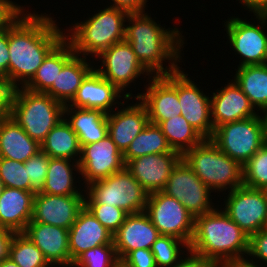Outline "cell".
<instances>
[{
  "label": "cell",
  "mask_w": 267,
  "mask_h": 267,
  "mask_svg": "<svg viewBox=\"0 0 267 267\" xmlns=\"http://www.w3.org/2000/svg\"><path fill=\"white\" fill-rule=\"evenodd\" d=\"M113 243V234L84 206L69 229V251L72 262L88 249Z\"/></svg>",
  "instance_id": "cell-24"
},
{
  "label": "cell",
  "mask_w": 267,
  "mask_h": 267,
  "mask_svg": "<svg viewBox=\"0 0 267 267\" xmlns=\"http://www.w3.org/2000/svg\"><path fill=\"white\" fill-rule=\"evenodd\" d=\"M160 235L145 211L128 214L119 230L113 235L118 259L122 260L129 252L139 248L151 249Z\"/></svg>",
  "instance_id": "cell-23"
},
{
  "label": "cell",
  "mask_w": 267,
  "mask_h": 267,
  "mask_svg": "<svg viewBox=\"0 0 267 267\" xmlns=\"http://www.w3.org/2000/svg\"><path fill=\"white\" fill-rule=\"evenodd\" d=\"M99 7L95 13L82 21L74 20V24L66 25L65 39L71 44L73 51L80 56L97 57L112 45L124 41L125 23L128 12L119 8ZM76 22V23H75Z\"/></svg>",
  "instance_id": "cell-4"
},
{
  "label": "cell",
  "mask_w": 267,
  "mask_h": 267,
  "mask_svg": "<svg viewBox=\"0 0 267 267\" xmlns=\"http://www.w3.org/2000/svg\"><path fill=\"white\" fill-rule=\"evenodd\" d=\"M78 163L84 187L125 168L123 154L109 136L96 143L83 145Z\"/></svg>",
  "instance_id": "cell-16"
},
{
  "label": "cell",
  "mask_w": 267,
  "mask_h": 267,
  "mask_svg": "<svg viewBox=\"0 0 267 267\" xmlns=\"http://www.w3.org/2000/svg\"><path fill=\"white\" fill-rule=\"evenodd\" d=\"M14 89L8 80L0 79V120L10 116Z\"/></svg>",
  "instance_id": "cell-45"
},
{
  "label": "cell",
  "mask_w": 267,
  "mask_h": 267,
  "mask_svg": "<svg viewBox=\"0 0 267 267\" xmlns=\"http://www.w3.org/2000/svg\"><path fill=\"white\" fill-rule=\"evenodd\" d=\"M84 206L85 195H51L36 192L30 222L70 229Z\"/></svg>",
  "instance_id": "cell-18"
},
{
  "label": "cell",
  "mask_w": 267,
  "mask_h": 267,
  "mask_svg": "<svg viewBox=\"0 0 267 267\" xmlns=\"http://www.w3.org/2000/svg\"><path fill=\"white\" fill-rule=\"evenodd\" d=\"M43 253L52 267H72L69 229L50 224L29 222L23 232Z\"/></svg>",
  "instance_id": "cell-22"
},
{
  "label": "cell",
  "mask_w": 267,
  "mask_h": 267,
  "mask_svg": "<svg viewBox=\"0 0 267 267\" xmlns=\"http://www.w3.org/2000/svg\"><path fill=\"white\" fill-rule=\"evenodd\" d=\"M0 267H19L10 257L0 263Z\"/></svg>",
  "instance_id": "cell-53"
},
{
  "label": "cell",
  "mask_w": 267,
  "mask_h": 267,
  "mask_svg": "<svg viewBox=\"0 0 267 267\" xmlns=\"http://www.w3.org/2000/svg\"><path fill=\"white\" fill-rule=\"evenodd\" d=\"M172 151L160 127L149 122L123 153V160L126 165L130 160L140 156Z\"/></svg>",
  "instance_id": "cell-33"
},
{
  "label": "cell",
  "mask_w": 267,
  "mask_h": 267,
  "mask_svg": "<svg viewBox=\"0 0 267 267\" xmlns=\"http://www.w3.org/2000/svg\"><path fill=\"white\" fill-rule=\"evenodd\" d=\"M9 257L19 267H52L42 251L24 233L13 236Z\"/></svg>",
  "instance_id": "cell-35"
},
{
  "label": "cell",
  "mask_w": 267,
  "mask_h": 267,
  "mask_svg": "<svg viewBox=\"0 0 267 267\" xmlns=\"http://www.w3.org/2000/svg\"><path fill=\"white\" fill-rule=\"evenodd\" d=\"M243 185L263 190L267 187V143L243 166Z\"/></svg>",
  "instance_id": "cell-37"
},
{
  "label": "cell",
  "mask_w": 267,
  "mask_h": 267,
  "mask_svg": "<svg viewBox=\"0 0 267 267\" xmlns=\"http://www.w3.org/2000/svg\"><path fill=\"white\" fill-rule=\"evenodd\" d=\"M80 176V167L77 161L49 157L45 183L39 193L51 195H85V187L82 184Z\"/></svg>",
  "instance_id": "cell-26"
},
{
  "label": "cell",
  "mask_w": 267,
  "mask_h": 267,
  "mask_svg": "<svg viewBox=\"0 0 267 267\" xmlns=\"http://www.w3.org/2000/svg\"><path fill=\"white\" fill-rule=\"evenodd\" d=\"M129 100L130 98H126L121 105L107 114L108 136L122 154L149 123L145 106L138 98H131L133 104L129 103Z\"/></svg>",
  "instance_id": "cell-17"
},
{
  "label": "cell",
  "mask_w": 267,
  "mask_h": 267,
  "mask_svg": "<svg viewBox=\"0 0 267 267\" xmlns=\"http://www.w3.org/2000/svg\"><path fill=\"white\" fill-rule=\"evenodd\" d=\"M35 192L4 187L0 195V227L23 233L32 220Z\"/></svg>",
  "instance_id": "cell-25"
},
{
  "label": "cell",
  "mask_w": 267,
  "mask_h": 267,
  "mask_svg": "<svg viewBox=\"0 0 267 267\" xmlns=\"http://www.w3.org/2000/svg\"><path fill=\"white\" fill-rule=\"evenodd\" d=\"M257 12H267V0H257Z\"/></svg>",
  "instance_id": "cell-52"
},
{
  "label": "cell",
  "mask_w": 267,
  "mask_h": 267,
  "mask_svg": "<svg viewBox=\"0 0 267 267\" xmlns=\"http://www.w3.org/2000/svg\"><path fill=\"white\" fill-rule=\"evenodd\" d=\"M106 2L108 3L107 6L119 8V9L127 11L128 13H141V12H145L146 9L148 10L147 2L149 1L148 0H109L110 4L108 0Z\"/></svg>",
  "instance_id": "cell-48"
},
{
  "label": "cell",
  "mask_w": 267,
  "mask_h": 267,
  "mask_svg": "<svg viewBox=\"0 0 267 267\" xmlns=\"http://www.w3.org/2000/svg\"><path fill=\"white\" fill-rule=\"evenodd\" d=\"M29 8L8 28V81L14 88L25 87L46 56L65 38L52 13L39 14Z\"/></svg>",
  "instance_id": "cell-1"
},
{
  "label": "cell",
  "mask_w": 267,
  "mask_h": 267,
  "mask_svg": "<svg viewBox=\"0 0 267 267\" xmlns=\"http://www.w3.org/2000/svg\"><path fill=\"white\" fill-rule=\"evenodd\" d=\"M122 261L130 267H157L151 249H136L129 252Z\"/></svg>",
  "instance_id": "cell-44"
},
{
  "label": "cell",
  "mask_w": 267,
  "mask_h": 267,
  "mask_svg": "<svg viewBox=\"0 0 267 267\" xmlns=\"http://www.w3.org/2000/svg\"><path fill=\"white\" fill-rule=\"evenodd\" d=\"M71 44L64 38L44 59L35 76L24 87L37 93H46L62 67L75 55Z\"/></svg>",
  "instance_id": "cell-31"
},
{
  "label": "cell",
  "mask_w": 267,
  "mask_h": 267,
  "mask_svg": "<svg viewBox=\"0 0 267 267\" xmlns=\"http://www.w3.org/2000/svg\"><path fill=\"white\" fill-rule=\"evenodd\" d=\"M25 6L12 0H0V32L8 29L30 5Z\"/></svg>",
  "instance_id": "cell-43"
},
{
  "label": "cell",
  "mask_w": 267,
  "mask_h": 267,
  "mask_svg": "<svg viewBox=\"0 0 267 267\" xmlns=\"http://www.w3.org/2000/svg\"><path fill=\"white\" fill-rule=\"evenodd\" d=\"M188 251L185 241L166 235H160L151 247L157 267H173Z\"/></svg>",
  "instance_id": "cell-36"
},
{
  "label": "cell",
  "mask_w": 267,
  "mask_h": 267,
  "mask_svg": "<svg viewBox=\"0 0 267 267\" xmlns=\"http://www.w3.org/2000/svg\"><path fill=\"white\" fill-rule=\"evenodd\" d=\"M233 80L260 113L267 112V64L234 68Z\"/></svg>",
  "instance_id": "cell-30"
},
{
  "label": "cell",
  "mask_w": 267,
  "mask_h": 267,
  "mask_svg": "<svg viewBox=\"0 0 267 267\" xmlns=\"http://www.w3.org/2000/svg\"><path fill=\"white\" fill-rule=\"evenodd\" d=\"M265 193H266V196H267V187L264 189Z\"/></svg>",
  "instance_id": "cell-57"
},
{
  "label": "cell",
  "mask_w": 267,
  "mask_h": 267,
  "mask_svg": "<svg viewBox=\"0 0 267 267\" xmlns=\"http://www.w3.org/2000/svg\"><path fill=\"white\" fill-rule=\"evenodd\" d=\"M218 206L194 218L189 251L221 264L246 259L249 236Z\"/></svg>",
  "instance_id": "cell-3"
},
{
  "label": "cell",
  "mask_w": 267,
  "mask_h": 267,
  "mask_svg": "<svg viewBox=\"0 0 267 267\" xmlns=\"http://www.w3.org/2000/svg\"><path fill=\"white\" fill-rule=\"evenodd\" d=\"M221 209L250 237L267 226V196L263 189L240 186L222 194ZM224 196V198H223ZM225 205V206H224Z\"/></svg>",
  "instance_id": "cell-11"
},
{
  "label": "cell",
  "mask_w": 267,
  "mask_h": 267,
  "mask_svg": "<svg viewBox=\"0 0 267 267\" xmlns=\"http://www.w3.org/2000/svg\"><path fill=\"white\" fill-rule=\"evenodd\" d=\"M64 118L79 138L81 147L108 136L107 114L102 110L64 105Z\"/></svg>",
  "instance_id": "cell-27"
},
{
  "label": "cell",
  "mask_w": 267,
  "mask_h": 267,
  "mask_svg": "<svg viewBox=\"0 0 267 267\" xmlns=\"http://www.w3.org/2000/svg\"><path fill=\"white\" fill-rule=\"evenodd\" d=\"M49 157L42 151L24 162L28 178L31 182V192H40L44 186L48 171Z\"/></svg>",
  "instance_id": "cell-41"
},
{
  "label": "cell",
  "mask_w": 267,
  "mask_h": 267,
  "mask_svg": "<svg viewBox=\"0 0 267 267\" xmlns=\"http://www.w3.org/2000/svg\"><path fill=\"white\" fill-rule=\"evenodd\" d=\"M126 98L122 92L93 68L81 82L75 97L68 106L102 110L108 114L118 105H121V100L124 101Z\"/></svg>",
  "instance_id": "cell-20"
},
{
  "label": "cell",
  "mask_w": 267,
  "mask_h": 267,
  "mask_svg": "<svg viewBox=\"0 0 267 267\" xmlns=\"http://www.w3.org/2000/svg\"><path fill=\"white\" fill-rule=\"evenodd\" d=\"M158 126L172 150L181 155L205 139L182 115L161 121Z\"/></svg>",
  "instance_id": "cell-34"
},
{
  "label": "cell",
  "mask_w": 267,
  "mask_h": 267,
  "mask_svg": "<svg viewBox=\"0 0 267 267\" xmlns=\"http://www.w3.org/2000/svg\"><path fill=\"white\" fill-rule=\"evenodd\" d=\"M15 234L9 229L0 227V263L9 258L10 245Z\"/></svg>",
  "instance_id": "cell-49"
},
{
  "label": "cell",
  "mask_w": 267,
  "mask_h": 267,
  "mask_svg": "<svg viewBox=\"0 0 267 267\" xmlns=\"http://www.w3.org/2000/svg\"><path fill=\"white\" fill-rule=\"evenodd\" d=\"M93 59L96 61L94 68L102 77L130 99L134 98L133 91L134 89L136 91L135 86L138 85V82L136 84V80L138 81L140 77L141 79L139 80L144 78L142 81L147 82L153 76L140 63L131 45L125 40L112 45ZM99 62L100 65H98ZM133 84L135 88L131 87Z\"/></svg>",
  "instance_id": "cell-10"
},
{
  "label": "cell",
  "mask_w": 267,
  "mask_h": 267,
  "mask_svg": "<svg viewBox=\"0 0 267 267\" xmlns=\"http://www.w3.org/2000/svg\"><path fill=\"white\" fill-rule=\"evenodd\" d=\"M195 175L217 196L243 185V166L223 153L210 139L182 155ZM221 193V194H220Z\"/></svg>",
  "instance_id": "cell-5"
},
{
  "label": "cell",
  "mask_w": 267,
  "mask_h": 267,
  "mask_svg": "<svg viewBox=\"0 0 267 267\" xmlns=\"http://www.w3.org/2000/svg\"><path fill=\"white\" fill-rule=\"evenodd\" d=\"M3 189H4V184L0 178V195L2 194Z\"/></svg>",
  "instance_id": "cell-55"
},
{
  "label": "cell",
  "mask_w": 267,
  "mask_h": 267,
  "mask_svg": "<svg viewBox=\"0 0 267 267\" xmlns=\"http://www.w3.org/2000/svg\"><path fill=\"white\" fill-rule=\"evenodd\" d=\"M145 212L161 235L172 236L190 244L194 217L183 204L163 191L148 194Z\"/></svg>",
  "instance_id": "cell-12"
},
{
  "label": "cell",
  "mask_w": 267,
  "mask_h": 267,
  "mask_svg": "<svg viewBox=\"0 0 267 267\" xmlns=\"http://www.w3.org/2000/svg\"><path fill=\"white\" fill-rule=\"evenodd\" d=\"M8 29L0 32V79L8 80L9 68Z\"/></svg>",
  "instance_id": "cell-47"
},
{
  "label": "cell",
  "mask_w": 267,
  "mask_h": 267,
  "mask_svg": "<svg viewBox=\"0 0 267 267\" xmlns=\"http://www.w3.org/2000/svg\"><path fill=\"white\" fill-rule=\"evenodd\" d=\"M147 198L148 193L126 168L85 187V204H107L128 214L145 211Z\"/></svg>",
  "instance_id": "cell-9"
},
{
  "label": "cell",
  "mask_w": 267,
  "mask_h": 267,
  "mask_svg": "<svg viewBox=\"0 0 267 267\" xmlns=\"http://www.w3.org/2000/svg\"><path fill=\"white\" fill-rule=\"evenodd\" d=\"M94 217L113 235L125 221L128 213L107 204H85Z\"/></svg>",
  "instance_id": "cell-40"
},
{
  "label": "cell",
  "mask_w": 267,
  "mask_h": 267,
  "mask_svg": "<svg viewBox=\"0 0 267 267\" xmlns=\"http://www.w3.org/2000/svg\"><path fill=\"white\" fill-rule=\"evenodd\" d=\"M265 121H266V143H267V112L265 113Z\"/></svg>",
  "instance_id": "cell-56"
},
{
  "label": "cell",
  "mask_w": 267,
  "mask_h": 267,
  "mask_svg": "<svg viewBox=\"0 0 267 267\" xmlns=\"http://www.w3.org/2000/svg\"><path fill=\"white\" fill-rule=\"evenodd\" d=\"M89 61V62H88ZM94 59L75 54L61 69L56 82L46 92L53 99L68 105L75 97L81 82L94 68Z\"/></svg>",
  "instance_id": "cell-28"
},
{
  "label": "cell",
  "mask_w": 267,
  "mask_h": 267,
  "mask_svg": "<svg viewBox=\"0 0 267 267\" xmlns=\"http://www.w3.org/2000/svg\"><path fill=\"white\" fill-rule=\"evenodd\" d=\"M115 267H130V266L119 259Z\"/></svg>",
  "instance_id": "cell-54"
},
{
  "label": "cell",
  "mask_w": 267,
  "mask_h": 267,
  "mask_svg": "<svg viewBox=\"0 0 267 267\" xmlns=\"http://www.w3.org/2000/svg\"><path fill=\"white\" fill-rule=\"evenodd\" d=\"M222 267H262V266L259 264L252 263L247 259H242L224 263L222 264Z\"/></svg>",
  "instance_id": "cell-50"
},
{
  "label": "cell",
  "mask_w": 267,
  "mask_h": 267,
  "mask_svg": "<svg viewBox=\"0 0 267 267\" xmlns=\"http://www.w3.org/2000/svg\"><path fill=\"white\" fill-rule=\"evenodd\" d=\"M182 159L176 151L162 154H150L130 160L125 168L148 193L162 191L173 168Z\"/></svg>",
  "instance_id": "cell-19"
},
{
  "label": "cell",
  "mask_w": 267,
  "mask_h": 267,
  "mask_svg": "<svg viewBox=\"0 0 267 267\" xmlns=\"http://www.w3.org/2000/svg\"><path fill=\"white\" fill-rule=\"evenodd\" d=\"M39 151L41 145L10 116L0 120V158L24 163Z\"/></svg>",
  "instance_id": "cell-29"
},
{
  "label": "cell",
  "mask_w": 267,
  "mask_h": 267,
  "mask_svg": "<svg viewBox=\"0 0 267 267\" xmlns=\"http://www.w3.org/2000/svg\"><path fill=\"white\" fill-rule=\"evenodd\" d=\"M0 178L4 187L31 192V182L23 162L0 158Z\"/></svg>",
  "instance_id": "cell-39"
},
{
  "label": "cell",
  "mask_w": 267,
  "mask_h": 267,
  "mask_svg": "<svg viewBox=\"0 0 267 267\" xmlns=\"http://www.w3.org/2000/svg\"><path fill=\"white\" fill-rule=\"evenodd\" d=\"M154 18L147 11L129 13L124 40L131 45L140 63L153 76L167 75L180 68L186 37L182 35L183 30L175 26L178 21L173 28H167Z\"/></svg>",
  "instance_id": "cell-2"
},
{
  "label": "cell",
  "mask_w": 267,
  "mask_h": 267,
  "mask_svg": "<svg viewBox=\"0 0 267 267\" xmlns=\"http://www.w3.org/2000/svg\"><path fill=\"white\" fill-rule=\"evenodd\" d=\"M241 4L242 8L249 11L250 14L253 12H257V0H236Z\"/></svg>",
  "instance_id": "cell-51"
},
{
  "label": "cell",
  "mask_w": 267,
  "mask_h": 267,
  "mask_svg": "<svg viewBox=\"0 0 267 267\" xmlns=\"http://www.w3.org/2000/svg\"><path fill=\"white\" fill-rule=\"evenodd\" d=\"M162 191L180 201L194 218L218 206L213 202L216 195L211 194L213 191L195 175L183 159L173 168Z\"/></svg>",
  "instance_id": "cell-13"
},
{
  "label": "cell",
  "mask_w": 267,
  "mask_h": 267,
  "mask_svg": "<svg viewBox=\"0 0 267 267\" xmlns=\"http://www.w3.org/2000/svg\"><path fill=\"white\" fill-rule=\"evenodd\" d=\"M178 69V99L181 115L205 139H210L214 132L211 118V95L189 77L188 72ZM201 88V89H200ZM207 94V95H206Z\"/></svg>",
  "instance_id": "cell-15"
},
{
  "label": "cell",
  "mask_w": 267,
  "mask_h": 267,
  "mask_svg": "<svg viewBox=\"0 0 267 267\" xmlns=\"http://www.w3.org/2000/svg\"><path fill=\"white\" fill-rule=\"evenodd\" d=\"M41 151L51 158H66L79 162L81 145L70 124L63 118L41 143Z\"/></svg>",
  "instance_id": "cell-32"
},
{
  "label": "cell",
  "mask_w": 267,
  "mask_h": 267,
  "mask_svg": "<svg viewBox=\"0 0 267 267\" xmlns=\"http://www.w3.org/2000/svg\"><path fill=\"white\" fill-rule=\"evenodd\" d=\"M118 260L113 242L88 249L73 262L72 267H115Z\"/></svg>",
  "instance_id": "cell-38"
},
{
  "label": "cell",
  "mask_w": 267,
  "mask_h": 267,
  "mask_svg": "<svg viewBox=\"0 0 267 267\" xmlns=\"http://www.w3.org/2000/svg\"><path fill=\"white\" fill-rule=\"evenodd\" d=\"M253 21L247 18L228 16L222 23L226 31V45L238 56L239 64L236 68L246 65H262L267 58V12H253ZM258 21V22H257ZM253 22V23H252ZM257 23V24H256ZM225 25V26H224ZM240 57V58H239Z\"/></svg>",
  "instance_id": "cell-8"
},
{
  "label": "cell",
  "mask_w": 267,
  "mask_h": 267,
  "mask_svg": "<svg viewBox=\"0 0 267 267\" xmlns=\"http://www.w3.org/2000/svg\"><path fill=\"white\" fill-rule=\"evenodd\" d=\"M246 259L262 267H267V228H263L249 237Z\"/></svg>",
  "instance_id": "cell-42"
},
{
  "label": "cell",
  "mask_w": 267,
  "mask_h": 267,
  "mask_svg": "<svg viewBox=\"0 0 267 267\" xmlns=\"http://www.w3.org/2000/svg\"><path fill=\"white\" fill-rule=\"evenodd\" d=\"M173 267H222V264L188 251Z\"/></svg>",
  "instance_id": "cell-46"
},
{
  "label": "cell",
  "mask_w": 267,
  "mask_h": 267,
  "mask_svg": "<svg viewBox=\"0 0 267 267\" xmlns=\"http://www.w3.org/2000/svg\"><path fill=\"white\" fill-rule=\"evenodd\" d=\"M147 82H144L146 85L142 92L134 94V98H138L145 106L150 123L158 125L161 121L181 115L178 70L167 75L152 76Z\"/></svg>",
  "instance_id": "cell-14"
},
{
  "label": "cell",
  "mask_w": 267,
  "mask_h": 267,
  "mask_svg": "<svg viewBox=\"0 0 267 267\" xmlns=\"http://www.w3.org/2000/svg\"><path fill=\"white\" fill-rule=\"evenodd\" d=\"M10 117L40 145L49 132L64 118V105L49 94L24 87L15 88Z\"/></svg>",
  "instance_id": "cell-6"
},
{
  "label": "cell",
  "mask_w": 267,
  "mask_h": 267,
  "mask_svg": "<svg viewBox=\"0 0 267 267\" xmlns=\"http://www.w3.org/2000/svg\"><path fill=\"white\" fill-rule=\"evenodd\" d=\"M210 140L227 156L244 166L266 143L265 114L222 124Z\"/></svg>",
  "instance_id": "cell-7"
},
{
  "label": "cell",
  "mask_w": 267,
  "mask_h": 267,
  "mask_svg": "<svg viewBox=\"0 0 267 267\" xmlns=\"http://www.w3.org/2000/svg\"><path fill=\"white\" fill-rule=\"evenodd\" d=\"M230 80L211 95V118L214 129L222 124L259 114L236 82Z\"/></svg>",
  "instance_id": "cell-21"
}]
</instances>
